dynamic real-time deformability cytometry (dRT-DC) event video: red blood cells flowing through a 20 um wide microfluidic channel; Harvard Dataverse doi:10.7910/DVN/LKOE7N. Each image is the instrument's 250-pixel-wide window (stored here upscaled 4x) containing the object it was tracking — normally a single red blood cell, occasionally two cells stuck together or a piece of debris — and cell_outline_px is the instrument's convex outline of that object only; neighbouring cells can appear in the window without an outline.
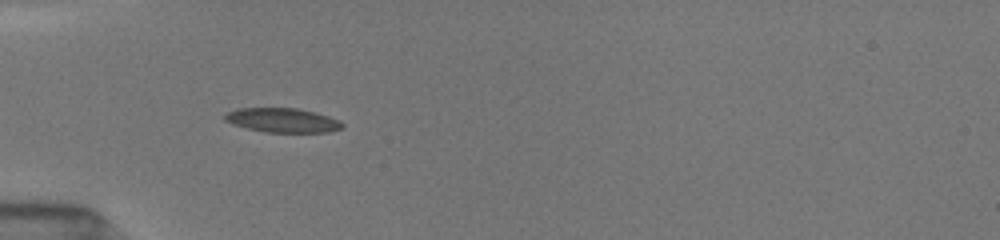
{"species": "common noctule bat (a hibernating species)", "species_latin": "Nyctalus noctula", "temperature_condition": "room temperature", "stored_images_in_passage": 28, "camera_frame_rate_fps": 3000, "um_per_image_px": 0.085, "animal": {"sex": "female", "body_mass_g": 19.5, "forearm_length_mm": 54.1}, "frame": {"image": 1, "passage_image": 5, "time_ms": 1.333, "image_size_px": [1000, 240], "cell_outline_px": [[344, 128], [328, 132], [264, 132], [248, 128], [224, 120], [224, 116], [228, 112], [236, 108], [296, 108], [316, 112], [340, 120], [344, 124]], "centroid_in_image_um": [24.07, 10.22], "position_along_channel_um": 60.9, "area_um2": 16.59}}
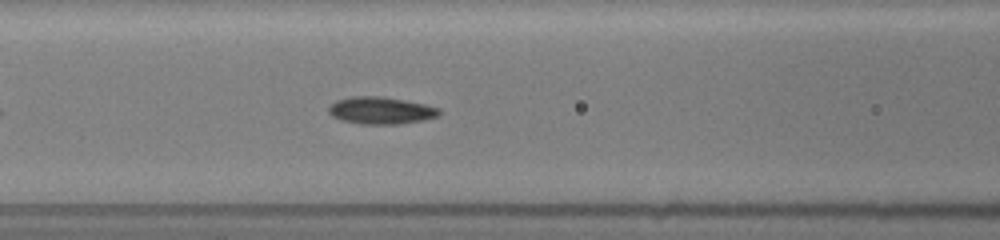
{"frame": {"image": 2, "passage_image": 11, "time_ms": 3.333, "image_size_px": [1000, 240], "cell_outline_px": [[440, 112], [436, 116], [424, 120], [396, 124], [360, 124], [340, 120], [332, 116], [328, 112], [328, 108], [336, 100], [352, 96], [384, 96], [424, 104], [440, 108]], "centroid_in_image_um": [32.34, 9.39], "position_along_channel_um": 134.3, "area_um2": 17.51}}
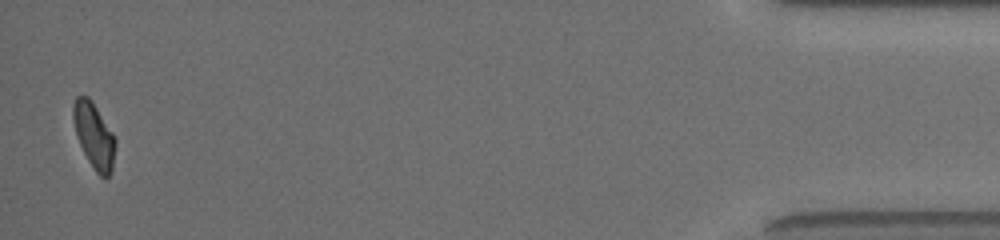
{"frame": {"image": 3, "passage_image": 28, "time_ms": 12.667, "image_size_px": [1000, 240], "cell_outline_px": [[116, 144], [112, 168], [108, 176], [104, 180], [96, 172], [88, 160], [80, 144], [76, 132], [72, 116], [72, 104], [76, 96], [88, 96], [92, 100], [112, 132], [116, 140]], "centroid_in_image_um": [7.99, 11.51], "position_along_channel_um": 427.2, "area_um2": 16.01}, "authors_computed_cell_mechanics": {"area_um2": 16.9065, "velocity_mm_per_s": 3.9844, "shape_relaxation_time_tau1_ms": 2.7448, "shape_relaxation_time_tau2_ms": 5.2874, "deformation_change_tau1": 0.1199, "deformation_change_tau2": 0.0678}}